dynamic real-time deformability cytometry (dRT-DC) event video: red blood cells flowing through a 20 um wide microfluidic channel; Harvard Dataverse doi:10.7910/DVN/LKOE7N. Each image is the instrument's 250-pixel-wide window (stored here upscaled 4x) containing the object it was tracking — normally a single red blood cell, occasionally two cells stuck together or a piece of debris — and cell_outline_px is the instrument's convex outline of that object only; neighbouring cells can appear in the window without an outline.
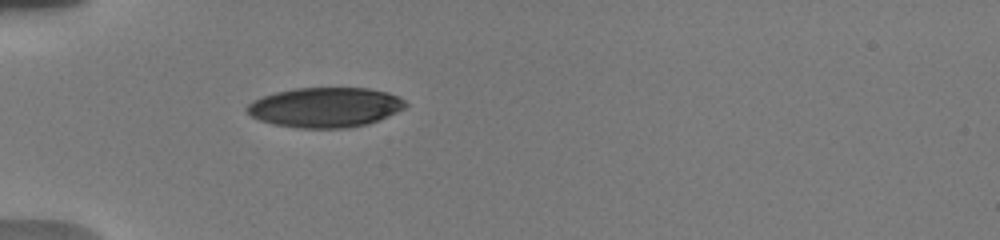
{"species": "human", "species_latin": "Homo sapiens", "temperature_condition": "warm", "stored_images_in_passage": 3, "camera_frame_rate_fps": 3000, "um_per_image_px": 0.085, "donor": {"sex": "male"}, "frame": {"image": 1, "passage_image": 1, "time_ms": 0.0, "image_size_px": [1000, 240], "cell_outline_px": [[408, 104], [404, 108], [380, 120], [368, 124], [348, 128], [300, 128], [272, 124], [260, 120], [252, 116], [244, 108], [252, 100], [276, 92], [296, 88], [368, 88], [388, 92], [400, 96]], "centroid_in_image_um": [27.66, 9.12], "position_along_channel_um": 57.3, "area_um2": 36.99}}
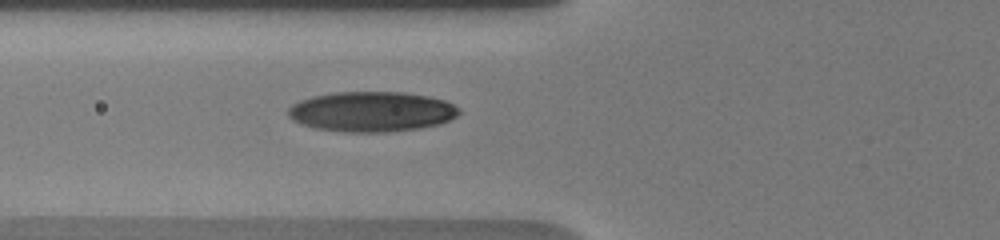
{"frame": {"image": 2, "passage_image": 3, "time_ms": 1.333, "image_size_px": [1000, 240], "cell_outline_px": [[460, 112], [456, 116], [440, 124], [420, 128], [384, 132], [344, 132], [316, 128], [292, 120], [288, 116], [288, 108], [292, 104], [300, 100], [312, 96], [332, 92], [404, 92], [428, 96], [444, 100], [460, 108]], "centroid_in_image_um": [31.58, 9.48], "position_along_channel_um": 94.2, "area_um2": 40.0}}